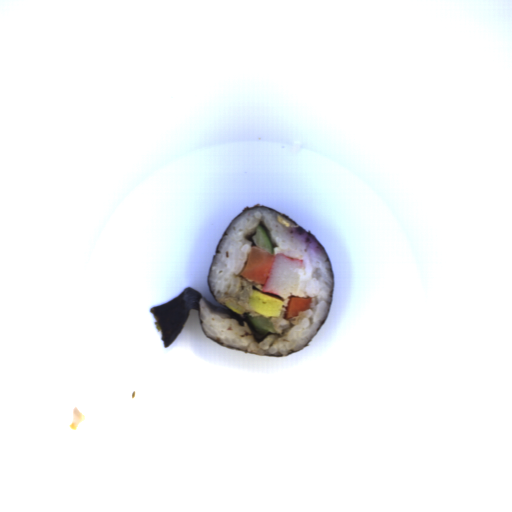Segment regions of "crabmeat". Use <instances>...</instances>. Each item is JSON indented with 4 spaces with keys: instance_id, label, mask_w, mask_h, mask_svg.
I'll return each instance as SVG.
<instances>
[{
    "instance_id": "obj_1",
    "label": "crabmeat",
    "mask_w": 512,
    "mask_h": 512,
    "mask_svg": "<svg viewBox=\"0 0 512 512\" xmlns=\"http://www.w3.org/2000/svg\"><path fill=\"white\" fill-rule=\"evenodd\" d=\"M304 271L302 259L276 252L269 273L262 284V292L282 299L290 298L297 288Z\"/></svg>"
}]
</instances>
